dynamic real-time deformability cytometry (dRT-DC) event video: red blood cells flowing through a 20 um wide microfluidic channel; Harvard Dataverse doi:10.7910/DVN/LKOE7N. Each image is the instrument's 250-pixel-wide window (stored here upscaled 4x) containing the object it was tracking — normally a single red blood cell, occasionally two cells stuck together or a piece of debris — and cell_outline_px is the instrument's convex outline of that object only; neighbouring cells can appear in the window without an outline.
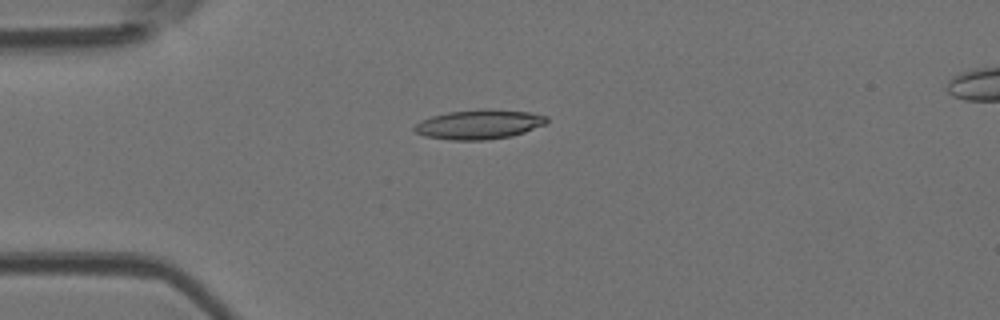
{"species": "Egyptian fruit bat (a non-hibernating species)", "species_latin": "Rousettus aegyptiacus", "temperature_condition": "room temperature", "stored_images_in_passage": 4, "camera_frame_rate_fps": 3000, "um_per_image_px": 0.085, "animal": {"sex": "female"}, "frame": {"image": 1, "passage_image": 4, "time_ms": 1.0, "image_size_px": [1000, 320], "cell_outline_px": [[548, 120], [544, 124], [524, 132], [512, 136], [488, 140], [448, 140], [424, 136], [416, 132], [412, 128], [420, 120], [432, 116], [448, 112], [480, 108], [484, 108], [532, 112], [548, 116]], "centroid_in_image_um": [40.71, 10.56], "position_along_channel_um": 44.3, "area_um2": 23.0}}